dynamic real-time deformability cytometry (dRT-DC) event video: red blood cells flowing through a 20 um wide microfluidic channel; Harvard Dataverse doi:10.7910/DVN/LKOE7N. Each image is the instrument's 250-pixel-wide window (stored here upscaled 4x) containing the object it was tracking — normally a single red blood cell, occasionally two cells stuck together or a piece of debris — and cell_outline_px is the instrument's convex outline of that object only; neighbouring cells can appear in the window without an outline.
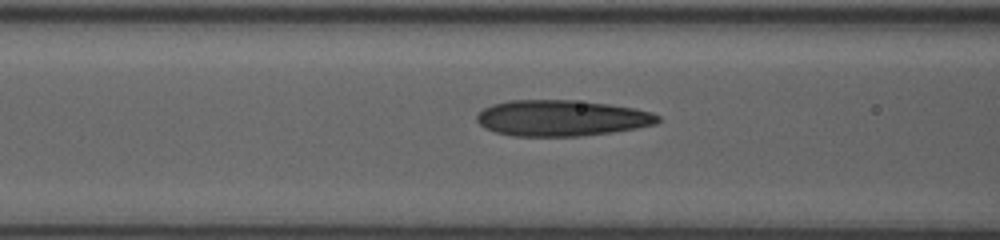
{"species": "human", "species_latin": "Homo sapiens", "temperature_condition": "room temperature", "stored_images_in_passage": 12, "camera_frame_rate_fps": 3000, "um_per_image_px": 0.085, "donor": {"sex": "female"}, "frame": {"image": 1, "passage_image": 7, "time_ms": 2.0, "image_size_px": [1000, 240], "cell_outline_px": [[660, 120], [656, 124], [636, 128], [612, 132], [580, 136], [512, 136], [496, 132], [484, 128], [476, 120], [476, 116], [484, 108], [492, 104], [508, 100], [572, 100], [608, 104], [636, 108], [652, 112], [660, 116]], "centroid_in_image_um": [47.74, 10.03], "position_along_channel_um": 118.9, "area_um2": 38.09}}
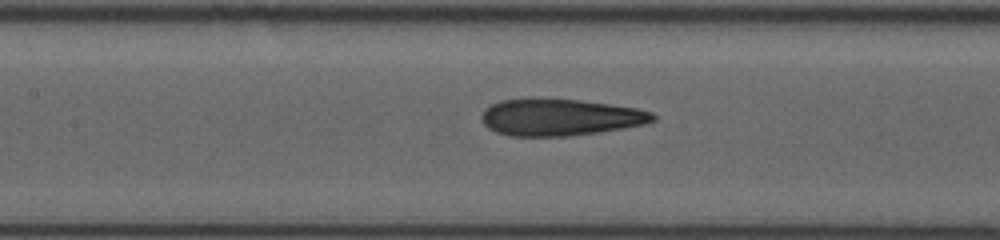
{"frame": {"image": 2, "passage_image": 10, "time_ms": 3.0, "image_size_px": [1000, 240], "cell_outline_px": [[656, 120], [644, 124], [596, 132], [568, 136], [508, 136], [496, 132], [488, 128], [480, 120], [480, 116], [484, 108], [500, 100], [532, 96], [580, 100], [612, 104], [636, 108], [652, 112], [656, 116]], "centroid_in_image_um": [47.52, 9.93], "position_along_channel_um": 159.9, "area_um2": 37.45}}